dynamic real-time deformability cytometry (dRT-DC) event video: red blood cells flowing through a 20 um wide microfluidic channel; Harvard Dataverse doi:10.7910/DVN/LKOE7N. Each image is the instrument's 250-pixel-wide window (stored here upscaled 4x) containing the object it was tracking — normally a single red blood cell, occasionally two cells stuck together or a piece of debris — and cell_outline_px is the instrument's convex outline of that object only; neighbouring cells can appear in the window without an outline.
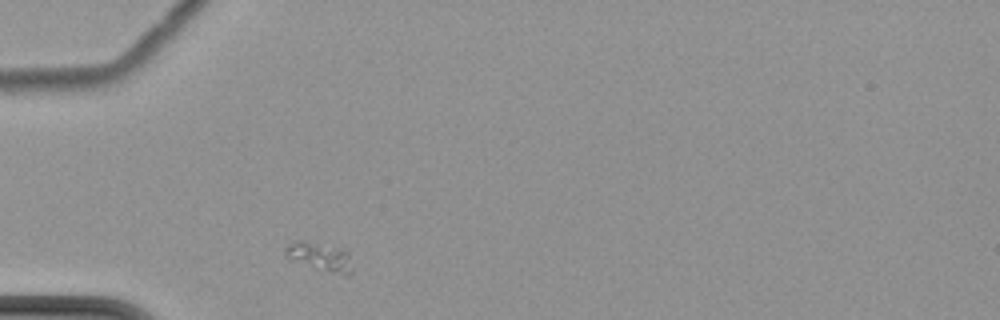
{"species": "common noctule bat (a hibernating species)", "species_latin": "Nyctalus noctula", "temperature_condition": "cold", "stored_images_in_passage": 1, "camera_frame_rate_fps": 3000, "um_per_image_px": 0.085, "animal": {"sex": "female", "body_mass_g": 22.7, "forearm_length_mm": 54.2}, "frame": {"image": 1, "passage_image": 1, "time_ms": 0.0, "image_size_px": [1000, 320], "cell_outline_px": [[352, 272], [348, 276], [344, 276], [288, 260], [284, 256], [284, 248], [292, 240], [304, 240], [348, 252], [352, 268]], "centroid_in_image_um": [27.11, 21.84], "position_along_channel_um": 57.9, "area_um2": 11.16}}